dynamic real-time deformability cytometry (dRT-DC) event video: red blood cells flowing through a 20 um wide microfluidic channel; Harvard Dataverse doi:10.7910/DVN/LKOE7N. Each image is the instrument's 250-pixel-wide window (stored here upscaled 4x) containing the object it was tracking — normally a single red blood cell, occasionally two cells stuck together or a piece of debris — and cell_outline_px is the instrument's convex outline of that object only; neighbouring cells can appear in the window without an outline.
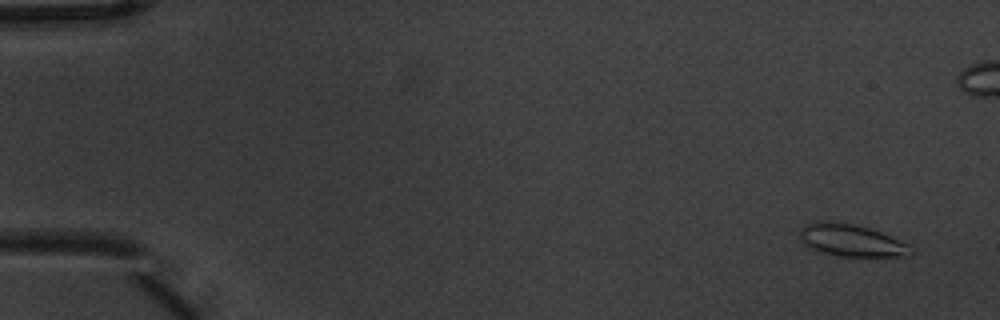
{"species": "common noctule bat (a hibernating species)", "species_latin": "Nyctalus noctula", "temperature_condition": "warm", "stored_images_in_passage": 5, "camera_frame_rate_fps": 3000, "um_per_image_px": 0.085, "animal": {"sex": "male", "body_mass_g": 20.1, "forearm_length_mm": 53.5}, "frame": {"image": 1, "passage_image": 1, "time_ms": 0.0, "image_size_px": [1000, 320], "cell_outline_px": [[916, 252], [912, 256], [840, 256], [824, 252], [812, 248], [804, 244], [800, 240], [800, 228], [804, 224], [816, 220], [820, 220], [852, 224], [868, 228], [880, 232], [908, 244], [916, 248]], "centroid_in_image_um": [72.39, 20.43], "position_along_channel_um": 12.6, "area_um2": 20.87}}